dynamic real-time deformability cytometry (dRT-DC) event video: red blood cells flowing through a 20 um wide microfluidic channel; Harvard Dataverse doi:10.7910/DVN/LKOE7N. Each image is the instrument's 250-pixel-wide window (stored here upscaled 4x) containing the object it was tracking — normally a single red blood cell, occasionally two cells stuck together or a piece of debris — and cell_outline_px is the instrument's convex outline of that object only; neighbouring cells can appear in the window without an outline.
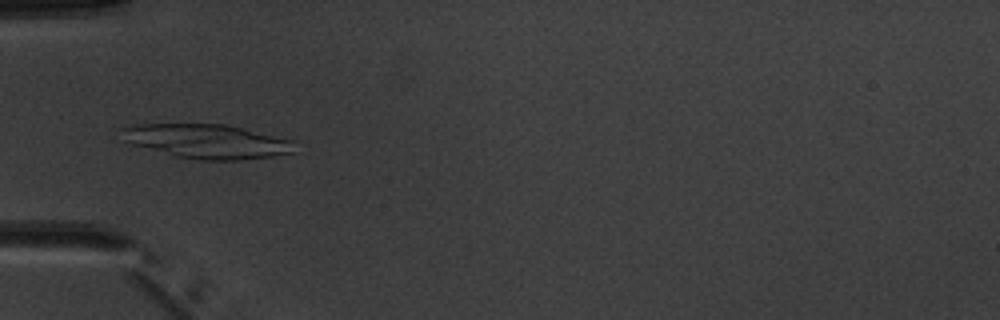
{"species": "common noctule bat (a hibernating species)", "species_latin": "Nyctalus noctula", "temperature_condition": "warm", "stored_images_in_passage": 4, "camera_frame_rate_fps": 3000, "um_per_image_px": 0.085, "animal": {"sex": "male", "body_mass_g": 20.1, "forearm_length_mm": 53.5}, "frame": {"image": 1, "passage_image": 4, "time_ms": 3.667, "image_size_px": [1000, 320], "cell_outline_px": [[296, 152], [272, 156], [240, 160], [200, 160], [176, 156], [128, 144], [124, 140], [120, 128], [140, 124], [224, 124], [292, 140]], "centroid_in_image_um": [17.55, 12.02], "position_along_channel_um": 67.4, "area_um2": 34.33}}